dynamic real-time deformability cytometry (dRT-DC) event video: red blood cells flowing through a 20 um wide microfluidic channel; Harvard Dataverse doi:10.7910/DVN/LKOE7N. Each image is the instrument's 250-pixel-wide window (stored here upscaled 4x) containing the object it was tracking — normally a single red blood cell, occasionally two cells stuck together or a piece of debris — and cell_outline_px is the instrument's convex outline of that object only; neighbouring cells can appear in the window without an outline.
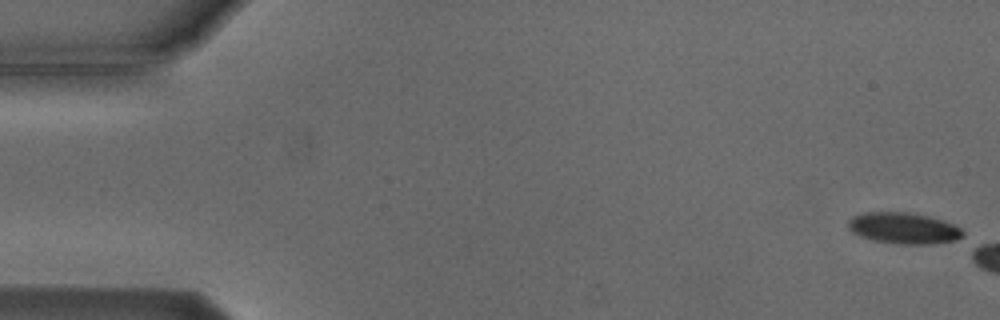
{"species": "Egyptian fruit bat (a non-hibernating species)", "species_latin": "Rousettus aegyptiacus", "temperature_condition": "cold", "stored_images_in_passage": 3, "camera_frame_rate_fps": 3000, "um_per_image_px": 0.085, "animal": {"sex": "male"}, "frame": {"image": 1, "passage_image": 1, "time_ms": 0.0, "image_size_px": [1000, 320], "cell_outline_px": [[964, 240], [932, 244], [900, 244], [872, 240], [860, 236], [852, 232], [848, 228], [848, 220], [852, 216], [864, 212], [908, 212], [928, 216], [952, 224], [960, 228], [964, 232]], "centroid_in_image_um": [76.83, 19.41], "position_along_channel_um": 8.2, "area_um2": 21.1}}